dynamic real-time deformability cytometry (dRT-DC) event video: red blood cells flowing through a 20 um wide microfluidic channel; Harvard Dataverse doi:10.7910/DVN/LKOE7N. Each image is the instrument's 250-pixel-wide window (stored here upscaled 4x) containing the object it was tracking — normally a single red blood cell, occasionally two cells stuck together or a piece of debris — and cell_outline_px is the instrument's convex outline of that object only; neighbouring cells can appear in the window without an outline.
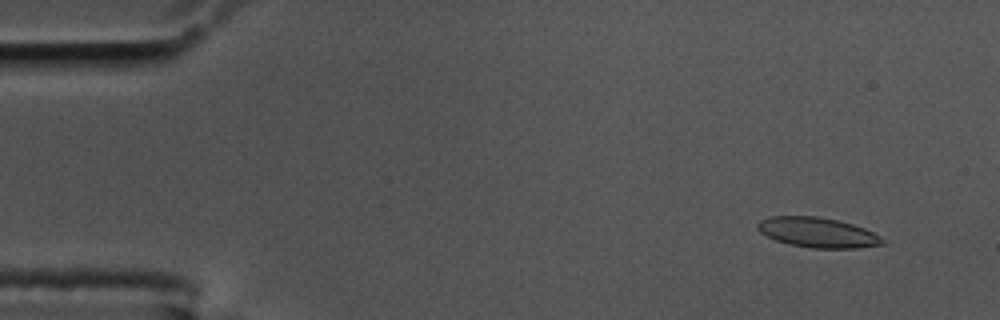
{"species": "common noctule bat (a hibernating species)", "species_latin": "Nyctalus noctula", "temperature_condition": "cold", "stored_images_in_passage": 58, "camera_frame_rate_fps": 3000, "um_per_image_px": 0.085, "animal": {"sex": "male", "body_mass_g": 17.5, "forearm_length_mm": 52.3}, "frame": {"image": 1, "passage_image": 5, "time_ms": 1.333, "image_size_px": [1000, 320], "cell_outline_px": [[888, 244], [860, 248], [812, 248], [788, 244], [776, 240], [760, 232], [756, 228], [756, 224], [760, 220], [772, 216], [816, 216], [836, 220], [852, 224], [864, 228], [888, 240]], "centroid_in_image_um": [69.54, 19.77], "position_along_channel_um": 15.5, "area_um2": 22.02}}
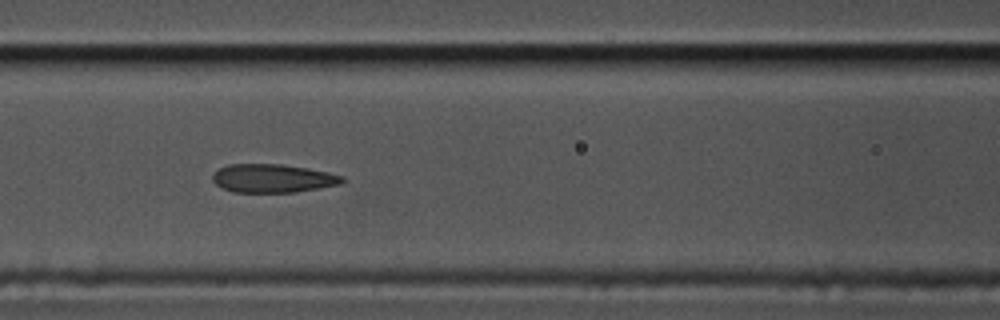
{"frame": {"image": 2, "passage_image": 25, "time_ms": 8.0, "image_size_px": [1000, 320], "cell_outline_px": [[344, 180], [340, 184], [320, 188], [296, 192], [232, 192], [216, 184], [212, 180], [212, 172], [228, 164], [280, 164], [308, 168], [328, 172], [344, 176]], "centroid_in_image_um": [23.18, 15.15], "position_along_channel_um": 143.4, "area_um2": 21.56}}
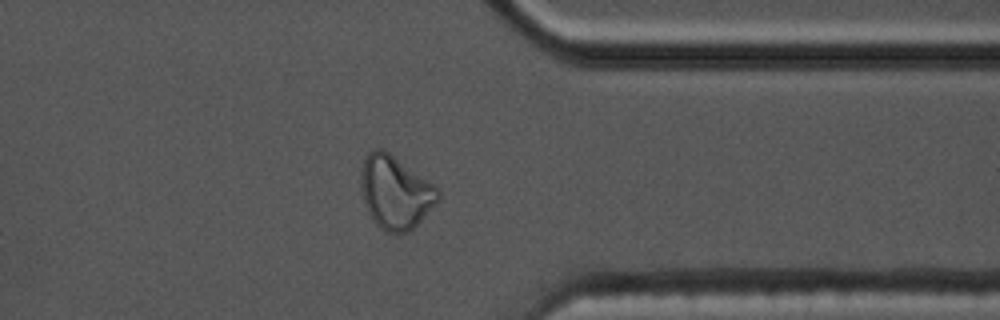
{"frame": {"image": 3, "passage_image": 46, "time_ms": 15.0, "image_size_px": [1000, 320], "cell_outline_px": [[440, 200], [408, 232], [384, 232], [376, 224], [368, 212], [360, 188], [360, 172], [364, 156], [372, 148], [384, 148], [436, 184], [440, 192]], "centroid_in_image_um": [33.6, 16.29], "position_along_channel_um": 377.8, "area_um2": 33.35}, "authors_computed_cell_mechanics": {"area_um2": 22.542, "velocity_mm_per_s": 3.445, "shape_relaxation_time_tau1_ms": null, "shape_relaxation_time_tau2_ms": 1.7655, "deformation_change_tau1": null, "deformation_change_tau2": 0.0795}}